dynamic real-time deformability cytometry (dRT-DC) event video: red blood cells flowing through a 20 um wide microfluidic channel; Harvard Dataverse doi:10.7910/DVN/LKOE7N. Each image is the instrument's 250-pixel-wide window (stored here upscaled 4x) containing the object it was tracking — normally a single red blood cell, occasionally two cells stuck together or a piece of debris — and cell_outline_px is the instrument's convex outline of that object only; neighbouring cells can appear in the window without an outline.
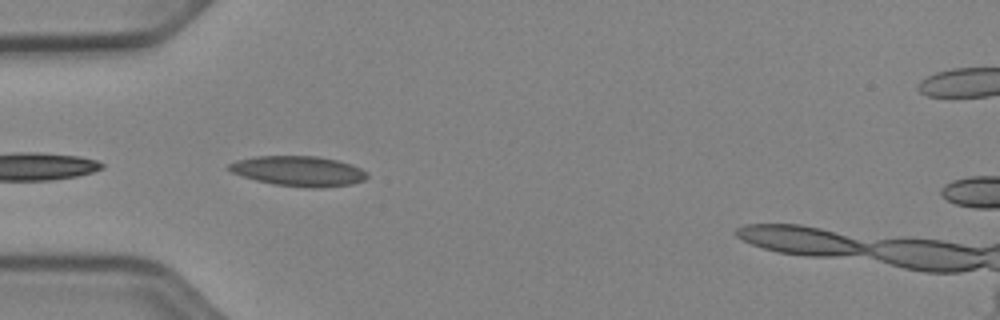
{"species": "Egyptian fruit bat (a non-hibernating species)", "species_latin": "Rousettus aegyptiacus", "temperature_condition": "cold", "stored_images_in_passage": 24, "camera_frame_rate_fps": 3000, "um_per_image_px": 0.085, "animal": {"sex": "female"}, "frame": {"image": 1, "passage_image": 1, "time_ms": 0.0, "image_size_px": [1000, 320], "cell_outline_px": [[368, 176], [364, 180], [352, 184], [320, 188], [312, 188], [276, 184], [256, 180], [232, 172], [228, 168], [228, 164], [236, 160], [256, 156], [316, 156], [336, 160], [352, 164], [368, 172]], "centroid_in_image_um": [25.41, 14.54], "position_along_channel_um": 59.6, "area_um2": 24.1}}